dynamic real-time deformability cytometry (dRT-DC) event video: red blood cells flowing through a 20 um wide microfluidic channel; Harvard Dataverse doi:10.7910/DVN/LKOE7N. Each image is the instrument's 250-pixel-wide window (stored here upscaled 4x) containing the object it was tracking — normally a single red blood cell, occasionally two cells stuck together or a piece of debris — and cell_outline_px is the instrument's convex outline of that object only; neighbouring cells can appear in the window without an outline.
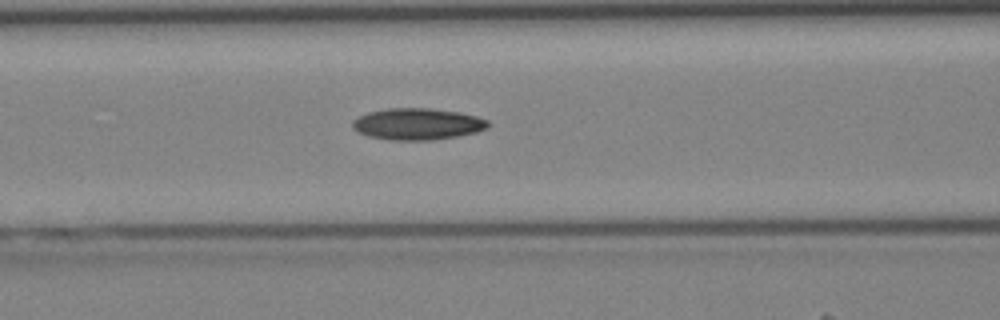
{"species": "Egyptian fruit bat (a non-hibernating species)", "species_latin": "Rousettus aegyptiacus", "temperature_condition": "cold", "stored_images_in_passage": 42, "camera_frame_rate_fps": 3000, "um_per_image_px": 0.085, "animal": {"sex": "female"}, "frame": {"image": 1, "passage_image": 18, "time_ms": 5.667, "image_size_px": [1000, 320], "cell_outline_px": [[488, 128], [476, 132], [456, 136], [432, 140], [388, 140], [368, 136], [356, 132], [352, 128], [352, 120], [368, 112], [388, 108], [428, 108], [460, 112], [476, 116], [488, 120]], "centroid_in_image_um": [35.45, 10.54], "position_along_channel_um": 131.2, "area_um2": 25.03}}
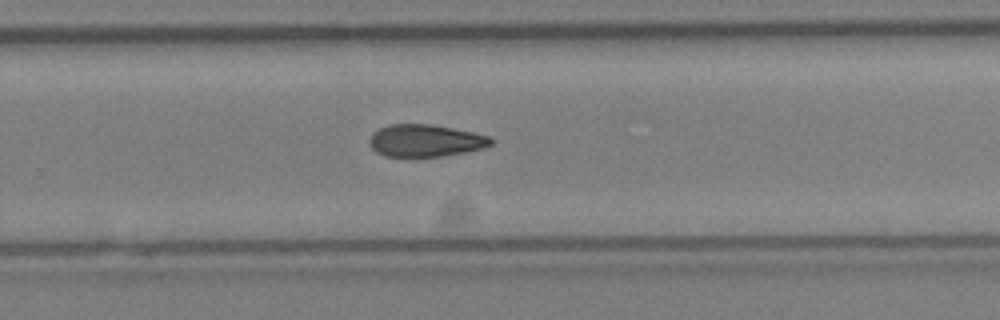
{"frame": {"image": 2, "passage_image": 28, "time_ms": 9.0, "image_size_px": [1000, 320], "cell_outline_px": [[492, 144], [484, 148], [464, 152], [440, 156], [384, 156], [376, 152], [368, 144], [368, 140], [372, 132], [388, 124], [428, 124], [472, 132], [488, 136], [492, 140]], "centroid_in_image_um": [36.1, 11.95], "position_along_channel_um": 293.7, "area_um2": 22.66}}
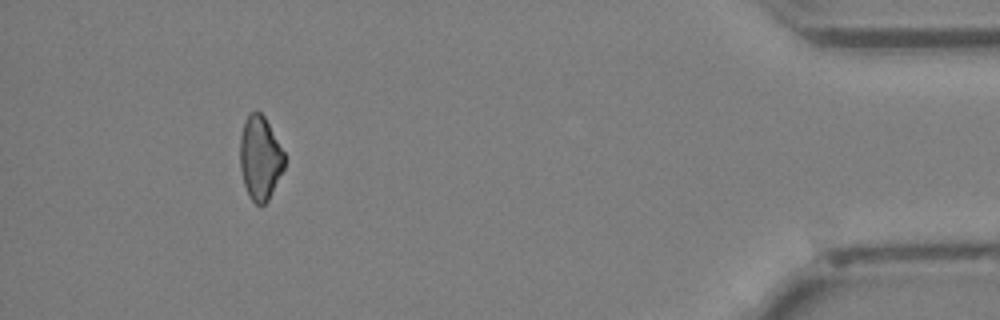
{"frame": {"image": 3, "passage_image": 39, "time_ms": 12.667, "image_size_px": [1000, 320], "cell_outline_px": [[284, 168], [268, 200], [264, 204], [256, 204], [248, 196], [244, 184], [240, 168], [240, 136], [244, 120], [256, 108], [264, 116], [284, 152]], "centroid_in_image_um": [22.09, 13.41], "position_along_channel_um": 413.1, "area_um2": 21.62}}